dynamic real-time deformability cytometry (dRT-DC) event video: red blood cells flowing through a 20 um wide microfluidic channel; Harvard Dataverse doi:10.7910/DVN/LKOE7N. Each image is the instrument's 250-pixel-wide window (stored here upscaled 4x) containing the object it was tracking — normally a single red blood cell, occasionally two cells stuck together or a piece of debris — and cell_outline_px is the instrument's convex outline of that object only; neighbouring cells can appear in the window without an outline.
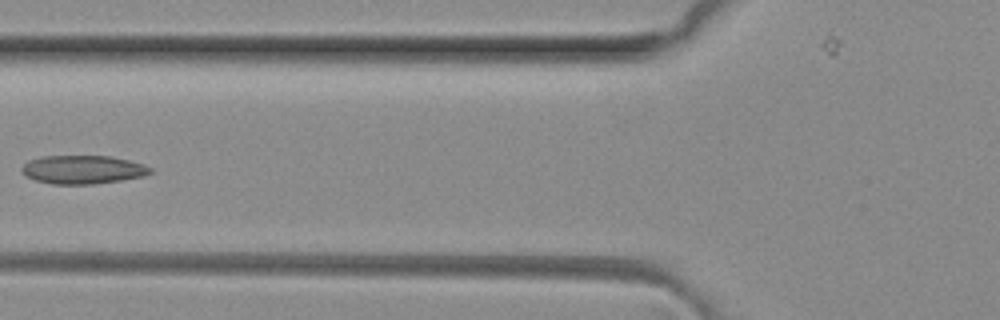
{"species": "common noctule bat (a hibernating species)", "species_latin": "Nyctalus noctula", "temperature_condition": "room temperature", "stored_images_in_passage": 4, "camera_frame_rate_fps": 3000, "um_per_image_px": 0.085, "animal": {"sex": "female", "body_mass_g": 29.2, "forearm_length_mm": 56.3}, "frame": {"image": 1, "passage_image": 4, "time_ms": 1.0, "image_size_px": [1000, 320], "cell_outline_px": [[152, 172], [144, 176], [120, 180], [92, 184], [52, 184], [36, 180], [24, 176], [20, 172], [20, 168], [28, 160], [40, 156], [108, 156], [128, 160], [144, 164], [152, 168]], "centroid_in_image_um": [6.99, 14.41], "position_along_channel_um": 118.8, "area_um2": 21.44}}